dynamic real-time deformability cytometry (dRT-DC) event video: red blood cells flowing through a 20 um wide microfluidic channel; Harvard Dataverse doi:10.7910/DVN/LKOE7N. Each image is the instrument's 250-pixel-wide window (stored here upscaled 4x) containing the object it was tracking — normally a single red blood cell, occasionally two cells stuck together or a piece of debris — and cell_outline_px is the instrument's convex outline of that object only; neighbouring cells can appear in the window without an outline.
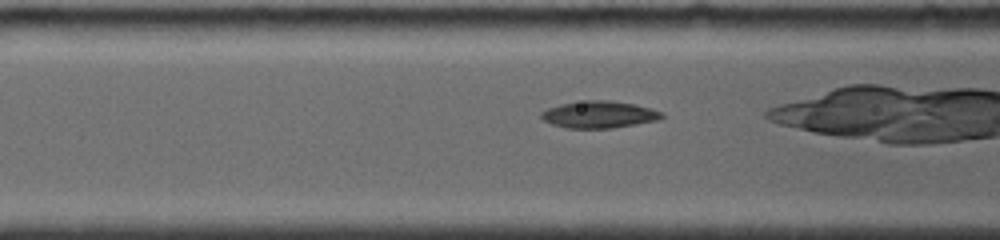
{"species": "common noctule bat (a hibernating species)", "species_latin": "Nyctalus noctula", "temperature_condition": "room temperature", "stored_images_in_passage": 47, "camera_frame_rate_fps": 4000, "um_per_image_px": 0.085, "animal": {"sex": "female", "body_mass_g": 19.0, "forearm_length_mm": 56.7}, "frame": {"image": 1, "passage_image": 5, "time_ms": 1.0, "image_size_px": [1000, 240], "cell_outline_px": [[664, 116], [656, 120], [636, 124], [612, 128], [564, 128], [552, 124], [544, 120], [540, 116], [540, 112], [548, 108], [560, 104], [584, 100], [608, 100], [632, 104], [664, 112]], "centroid_in_image_um": [50.88, 9.73], "position_along_channel_um": 115.7, "area_um2": 18.84}}
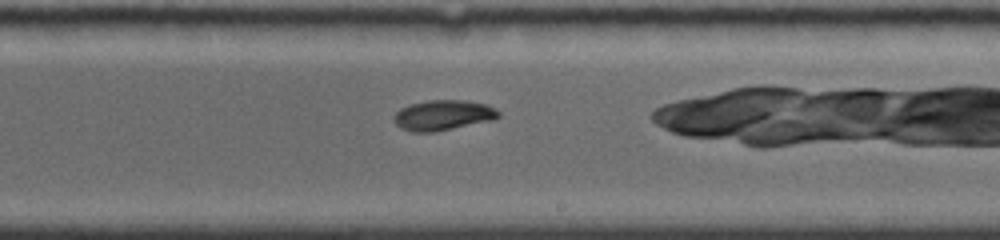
{"frame": {"image": 2, "passage_image": 18, "time_ms": 4.5, "image_size_px": [1000, 240], "cell_outline_px": [[500, 116], [496, 120], [436, 132], [412, 132], [400, 128], [396, 124], [392, 116], [400, 108], [412, 104], [428, 100], [464, 100], [484, 104], [496, 108], [500, 112]], "centroid_in_image_um": [37.68, 9.81], "position_along_channel_um": 251.3, "area_um2": 18.73}}
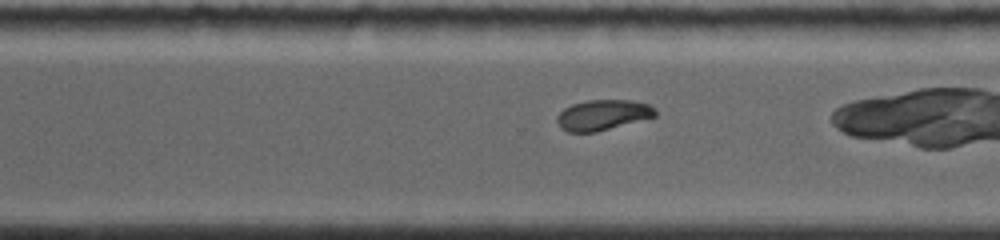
{"frame": {"image": 3, "passage_image": 25, "time_ms": 6.25, "image_size_px": [1000, 240], "cell_outline_px": [[656, 116], [596, 132], [568, 132], [560, 128], [556, 120], [556, 116], [564, 108], [572, 104], [588, 100], [632, 100], [648, 104], [656, 108]], "centroid_in_image_um": [51.22, 9.77], "position_along_channel_um": 319.4, "area_um2": 17.46}}